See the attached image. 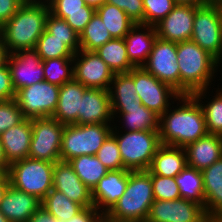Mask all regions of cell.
<instances>
[{"label": "cell", "mask_w": 222, "mask_h": 222, "mask_svg": "<svg viewBox=\"0 0 222 222\" xmlns=\"http://www.w3.org/2000/svg\"><path fill=\"white\" fill-rule=\"evenodd\" d=\"M35 50L42 60L74 57V52L66 45V40L55 38L46 29L37 41Z\"/></svg>", "instance_id": "8d00e7d4"}, {"label": "cell", "mask_w": 222, "mask_h": 222, "mask_svg": "<svg viewBox=\"0 0 222 222\" xmlns=\"http://www.w3.org/2000/svg\"><path fill=\"white\" fill-rule=\"evenodd\" d=\"M180 72V95L207 89L220 62L192 40L177 43Z\"/></svg>", "instance_id": "3957f363"}, {"label": "cell", "mask_w": 222, "mask_h": 222, "mask_svg": "<svg viewBox=\"0 0 222 222\" xmlns=\"http://www.w3.org/2000/svg\"><path fill=\"white\" fill-rule=\"evenodd\" d=\"M0 222H9L1 212H0Z\"/></svg>", "instance_id": "6f0895ef"}, {"label": "cell", "mask_w": 222, "mask_h": 222, "mask_svg": "<svg viewBox=\"0 0 222 222\" xmlns=\"http://www.w3.org/2000/svg\"><path fill=\"white\" fill-rule=\"evenodd\" d=\"M96 13L104 22L112 38H124L136 24L123 10L110 3H104L98 7Z\"/></svg>", "instance_id": "4dcf8cb0"}, {"label": "cell", "mask_w": 222, "mask_h": 222, "mask_svg": "<svg viewBox=\"0 0 222 222\" xmlns=\"http://www.w3.org/2000/svg\"><path fill=\"white\" fill-rule=\"evenodd\" d=\"M111 121L114 122V117L109 91L88 88L84 92L78 111V125L111 124Z\"/></svg>", "instance_id": "ac0fdd59"}, {"label": "cell", "mask_w": 222, "mask_h": 222, "mask_svg": "<svg viewBox=\"0 0 222 222\" xmlns=\"http://www.w3.org/2000/svg\"><path fill=\"white\" fill-rule=\"evenodd\" d=\"M201 172L206 215L208 218H222V157Z\"/></svg>", "instance_id": "d4e9b609"}, {"label": "cell", "mask_w": 222, "mask_h": 222, "mask_svg": "<svg viewBox=\"0 0 222 222\" xmlns=\"http://www.w3.org/2000/svg\"><path fill=\"white\" fill-rule=\"evenodd\" d=\"M157 37L155 26L140 23H136L125 35L127 55L135 67H142L147 62Z\"/></svg>", "instance_id": "44dd1931"}, {"label": "cell", "mask_w": 222, "mask_h": 222, "mask_svg": "<svg viewBox=\"0 0 222 222\" xmlns=\"http://www.w3.org/2000/svg\"><path fill=\"white\" fill-rule=\"evenodd\" d=\"M43 60L35 49L9 54L7 65L15 91L44 81Z\"/></svg>", "instance_id": "9a60e30c"}, {"label": "cell", "mask_w": 222, "mask_h": 222, "mask_svg": "<svg viewBox=\"0 0 222 222\" xmlns=\"http://www.w3.org/2000/svg\"><path fill=\"white\" fill-rule=\"evenodd\" d=\"M217 5L219 7V10H222V0Z\"/></svg>", "instance_id": "91938a15"}, {"label": "cell", "mask_w": 222, "mask_h": 222, "mask_svg": "<svg viewBox=\"0 0 222 222\" xmlns=\"http://www.w3.org/2000/svg\"><path fill=\"white\" fill-rule=\"evenodd\" d=\"M113 117L119 113L125 131H159V116L143 104L132 107H112ZM115 115V116H114Z\"/></svg>", "instance_id": "4316f807"}, {"label": "cell", "mask_w": 222, "mask_h": 222, "mask_svg": "<svg viewBox=\"0 0 222 222\" xmlns=\"http://www.w3.org/2000/svg\"><path fill=\"white\" fill-rule=\"evenodd\" d=\"M16 91L13 88L10 70L7 65L0 66V101L15 99Z\"/></svg>", "instance_id": "f6af8a7d"}, {"label": "cell", "mask_w": 222, "mask_h": 222, "mask_svg": "<svg viewBox=\"0 0 222 222\" xmlns=\"http://www.w3.org/2000/svg\"><path fill=\"white\" fill-rule=\"evenodd\" d=\"M207 4H218L221 0H206Z\"/></svg>", "instance_id": "680465c9"}, {"label": "cell", "mask_w": 222, "mask_h": 222, "mask_svg": "<svg viewBox=\"0 0 222 222\" xmlns=\"http://www.w3.org/2000/svg\"><path fill=\"white\" fill-rule=\"evenodd\" d=\"M204 207L191 200H154L145 222H207Z\"/></svg>", "instance_id": "4fadbf2b"}, {"label": "cell", "mask_w": 222, "mask_h": 222, "mask_svg": "<svg viewBox=\"0 0 222 222\" xmlns=\"http://www.w3.org/2000/svg\"><path fill=\"white\" fill-rule=\"evenodd\" d=\"M59 91L60 86L44 80L17 90L15 100L25 118L52 117Z\"/></svg>", "instance_id": "8fae6325"}, {"label": "cell", "mask_w": 222, "mask_h": 222, "mask_svg": "<svg viewBox=\"0 0 222 222\" xmlns=\"http://www.w3.org/2000/svg\"><path fill=\"white\" fill-rule=\"evenodd\" d=\"M31 139L32 119L28 118L0 135L4 156L9 164L29 158Z\"/></svg>", "instance_id": "7402d4cb"}, {"label": "cell", "mask_w": 222, "mask_h": 222, "mask_svg": "<svg viewBox=\"0 0 222 222\" xmlns=\"http://www.w3.org/2000/svg\"><path fill=\"white\" fill-rule=\"evenodd\" d=\"M99 222H109L105 217H103Z\"/></svg>", "instance_id": "94428289"}, {"label": "cell", "mask_w": 222, "mask_h": 222, "mask_svg": "<svg viewBox=\"0 0 222 222\" xmlns=\"http://www.w3.org/2000/svg\"><path fill=\"white\" fill-rule=\"evenodd\" d=\"M181 198L191 200L204 207V185L202 172L186 166L176 177Z\"/></svg>", "instance_id": "1f68e13d"}, {"label": "cell", "mask_w": 222, "mask_h": 222, "mask_svg": "<svg viewBox=\"0 0 222 222\" xmlns=\"http://www.w3.org/2000/svg\"><path fill=\"white\" fill-rule=\"evenodd\" d=\"M94 14L95 13L69 14L64 20L80 35L85 29V26L91 21Z\"/></svg>", "instance_id": "c3c4849f"}, {"label": "cell", "mask_w": 222, "mask_h": 222, "mask_svg": "<svg viewBox=\"0 0 222 222\" xmlns=\"http://www.w3.org/2000/svg\"><path fill=\"white\" fill-rule=\"evenodd\" d=\"M142 67L159 81L168 84L180 94L177 43L157 37L148 60Z\"/></svg>", "instance_id": "7c38bea8"}, {"label": "cell", "mask_w": 222, "mask_h": 222, "mask_svg": "<svg viewBox=\"0 0 222 222\" xmlns=\"http://www.w3.org/2000/svg\"><path fill=\"white\" fill-rule=\"evenodd\" d=\"M54 165L31 158L14 161L7 172L10 185L42 200L53 189Z\"/></svg>", "instance_id": "8992f818"}, {"label": "cell", "mask_w": 222, "mask_h": 222, "mask_svg": "<svg viewBox=\"0 0 222 222\" xmlns=\"http://www.w3.org/2000/svg\"><path fill=\"white\" fill-rule=\"evenodd\" d=\"M80 180L92 191L109 172L96 155H82L69 161Z\"/></svg>", "instance_id": "f546056e"}, {"label": "cell", "mask_w": 222, "mask_h": 222, "mask_svg": "<svg viewBox=\"0 0 222 222\" xmlns=\"http://www.w3.org/2000/svg\"><path fill=\"white\" fill-rule=\"evenodd\" d=\"M41 206L57 219L69 220L84 207L70 200L64 193L52 189L42 200Z\"/></svg>", "instance_id": "d6a6232c"}, {"label": "cell", "mask_w": 222, "mask_h": 222, "mask_svg": "<svg viewBox=\"0 0 222 222\" xmlns=\"http://www.w3.org/2000/svg\"><path fill=\"white\" fill-rule=\"evenodd\" d=\"M95 52L114 74L128 73L135 67L129 61L124 38H113Z\"/></svg>", "instance_id": "83f0119b"}, {"label": "cell", "mask_w": 222, "mask_h": 222, "mask_svg": "<svg viewBox=\"0 0 222 222\" xmlns=\"http://www.w3.org/2000/svg\"><path fill=\"white\" fill-rule=\"evenodd\" d=\"M73 62L76 81L86 88L109 90L115 74L95 51L79 50Z\"/></svg>", "instance_id": "5bb4252c"}, {"label": "cell", "mask_w": 222, "mask_h": 222, "mask_svg": "<svg viewBox=\"0 0 222 222\" xmlns=\"http://www.w3.org/2000/svg\"><path fill=\"white\" fill-rule=\"evenodd\" d=\"M128 73L134 79L138 99L159 117L172 105L170 98L178 101L181 96L171 86L159 81L143 67H134Z\"/></svg>", "instance_id": "30bf717a"}, {"label": "cell", "mask_w": 222, "mask_h": 222, "mask_svg": "<svg viewBox=\"0 0 222 222\" xmlns=\"http://www.w3.org/2000/svg\"><path fill=\"white\" fill-rule=\"evenodd\" d=\"M179 102L181 106H170L159 117V137L163 145L185 148L208 132L200 103L192 95L180 96Z\"/></svg>", "instance_id": "6da1fadb"}, {"label": "cell", "mask_w": 222, "mask_h": 222, "mask_svg": "<svg viewBox=\"0 0 222 222\" xmlns=\"http://www.w3.org/2000/svg\"><path fill=\"white\" fill-rule=\"evenodd\" d=\"M40 206L41 200L36 196L9 185L0 202V212L9 222H28Z\"/></svg>", "instance_id": "ffe728a7"}, {"label": "cell", "mask_w": 222, "mask_h": 222, "mask_svg": "<svg viewBox=\"0 0 222 222\" xmlns=\"http://www.w3.org/2000/svg\"><path fill=\"white\" fill-rule=\"evenodd\" d=\"M64 128L65 125L53 117L33 118L29 158L51 163L61 161Z\"/></svg>", "instance_id": "9c48e42d"}, {"label": "cell", "mask_w": 222, "mask_h": 222, "mask_svg": "<svg viewBox=\"0 0 222 222\" xmlns=\"http://www.w3.org/2000/svg\"><path fill=\"white\" fill-rule=\"evenodd\" d=\"M123 10L135 23L144 24L143 0H106Z\"/></svg>", "instance_id": "ee69618b"}, {"label": "cell", "mask_w": 222, "mask_h": 222, "mask_svg": "<svg viewBox=\"0 0 222 222\" xmlns=\"http://www.w3.org/2000/svg\"><path fill=\"white\" fill-rule=\"evenodd\" d=\"M187 165L202 171L222 157V136L207 133L185 147Z\"/></svg>", "instance_id": "603a6c76"}, {"label": "cell", "mask_w": 222, "mask_h": 222, "mask_svg": "<svg viewBox=\"0 0 222 222\" xmlns=\"http://www.w3.org/2000/svg\"><path fill=\"white\" fill-rule=\"evenodd\" d=\"M144 24L155 26L177 5L175 0H143Z\"/></svg>", "instance_id": "f35d334b"}, {"label": "cell", "mask_w": 222, "mask_h": 222, "mask_svg": "<svg viewBox=\"0 0 222 222\" xmlns=\"http://www.w3.org/2000/svg\"><path fill=\"white\" fill-rule=\"evenodd\" d=\"M104 22L95 12L91 21L79 35L80 50L95 51L109 40H112Z\"/></svg>", "instance_id": "836d02e7"}, {"label": "cell", "mask_w": 222, "mask_h": 222, "mask_svg": "<svg viewBox=\"0 0 222 222\" xmlns=\"http://www.w3.org/2000/svg\"><path fill=\"white\" fill-rule=\"evenodd\" d=\"M45 29L55 38L66 40V45L74 53L80 50L79 34L64 19L58 18L49 12Z\"/></svg>", "instance_id": "74e56055"}, {"label": "cell", "mask_w": 222, "mask_h": 222, "mask_svg": "<svg viewBox=\"0 0 222 222\" xmlns=\"http://www.w3.org/2000/svg\"><path fill=\"white\" fill-rule=\"evenodd\" d=\"M187 166L185 148L161 145L148 171L151 175L175 178Z\"/></svg>", "instance_id": "484cf974"}, {"label": "cell", "mask_w": 222, "mask_h": 222, "mask_svg": "<svg viewBox=\"0 0 222 222\" xmlns=\"http://www.w3.org/2000/svg\"><path fill=\"white\" fill-rule=\"evenodd\" d=\"M154 200L150 172L129 171L124 194L104 217L109 222H145Z\"/></svg>", "instance_id": "277c9868"}, {"label": "cell", "mask_w": 222, "mask_h": 222, "mask_svg": "<svg viewBox=\"0 0 222 222\" xmlns=\"http://www.w3.org/2000/svg\"><path fill=\"white\" fill-rule=\"evenodd\" d=\"M28 222H64L62 219H57L46 211L42 206L28 219Z\"/></svg>", "instance_id": "681fc988"}, {"label": "cell", "mask_w": 222, "mask_h": 222, "mask_svg": "<svg viewBox=\"0 0 222 222\" xmlns=\"http://www.w3.org/2000/svg\"><path fill=\"white\" fill-rule=\"evenodd\" d=\"M44 80L62 86L74 79L73 57L43 60Z\"/></svg>", "instance_id": "d590c367"}, {"label": "cell", "mask_w": 222, "mask_h": 222, "mask_svg": "<svg viewBox=\"0 0 222 222\" xmlns=\"http://www.w3.org/2000/svg\"><path fill=\"white\" fill-rule=\"evenodd\" d=\"M103 217L104 215L95 206H90L64 222H99Z\"/></svg>", "instance_id": "7dc6e473"}, {"label": "cell", "mask_w": 222, "mask_h": 222, "mask_svg": "<svg viewBox=\"0 0 222 222\" xmlns=\"http://www.w3.org/2000/svg\"><path fill=\"white\" fill-rule=\"evenodd\" d=\"M207 222H222V218H208Z\"/></svg>", "instance_id": "9f6ffc18"}, {"label": "cell", "mask_w": 222, "mask_h": 222, "mask_svg": "<svg viewBox=\"0 0 222 222\" xmlns=\"http://www.w3.org/2000/svg\"><path fill=\"white\" fill-rule=\"evenodd\" d=\"M49 12L46 0H26L20 6L12 18L0 28V36L9 54L35 49L38 39L45 31Z\"/></svg>", "instance_id": "7a4b0ae2"}, {"label": "cell", "mask_w": 222, "mask_h": 222, "mask_svg": "<svg viewBox=\"0 0 222 222\" xmlns=\"http://www.w3.org/2000/svg\"><path fill=\"white\" fill-rule=\"evenodd\" d=\"M87 89L75 79L65 82L60 86L59 99L52 117L64 125L78 124V111Z\"/></svg>", "instance_id": "cb8c5ba5"}, {"label": "cell", "mask_w": 222, "mask_h": 222, "mask_svg": "<svg viewBox=\"0 0 222 222\" xmlns=\"http://www.w3.org/2000/svg\"><path fill=\"white\" fill-rule=\"evenodd\" d=\"M9 185L10 180L8 175L0 171V202L2 201Z\"/></svg>", "instance_id": "f907efd6"}, {"label": "cell", "mask_w": 222, "mask_h": 222, "mask_svg": "<svg viewBox=\"0 0 222 222\" xmlns=\"http://www.w3.org/2000/svg\"><path fill=\"white\" fill-rule=\"evenodd\" d=\"M50 13L65 19L69 14L95 13L96 9L85 4L84 0H46Z\"/></svg>", "instance_id": "60d3db41"}, {"label": "cell", "mask_w": 222, "mask_h": 222, "mask_svg": "<svg viewBox=\"0 0 222 222\" xmlns=\"http://www.w3.org/2000/svg\"><path fill=\"white\" fill-rule=\"evenodd\" d=\"M177 5H190V6H204L207 4L206 0H175Z\"/></svg>", "instance_id": "f5cc1de1"}, {"label": "cell", "mask_w": 222, "mask_h": 222, "mask_svg": "<svg viewBox=\"0 0 222 222\" xmlns=\"http://www.w3.org/2000/svg\"><path fill=\"white\" fill-rule=\"evenodd\" d=\"M26 0H0V28L9 21Z\"/></svg>", "instance_id": "bcb514c9"}, {"label": "cell", "mask_w": 222, "mask_h": 222, "mask_svg": "<svg viewBox=\"0 0 222 222\" xmlns=\"http://www.w3.org/2000/svg\"><path fill=\"white\" fill-rule=\"evenodd\" d=\"M128 172L127 169L110 170L91 191L94 206L104 216L124 194L128 182Z\"/></svg>", "instance_id": "e0dca14e"}, {"label": "cell", "mask_w": 222, "mask_h": 222, "mask_svg": "<svg viewBox=\"0 0 222 222\" xmlns=\"http://www.w3.org/2000/svg\"><path fill=\"white\" fill-rule=\"evenodd\" d=\"M8 56L9 52L4 44V41L0 36V66L5 65L7 63Z\"/></svg>", "instance_id": "816d5d0a"}, {"label": "cell", "mask_w": 222, "mask_h": 222, "mask_svg": "<svg viewBox=\"0 0 222 222\" xmlns=\"http://www.w3.org/2000/svg\"><path fill=\"white\" fill-rule=\"evenodd\" d=\"M108 91L112 107L142 105L136 93L134 79L129 73L115 74Z\"/></svg>", "instance_id": "f1b7e54d"}, {"label": "cell", "mask_w": 222, "mask_h": 222, "mask_svg": "<svg viewBox=\"0 0 222 222\" xmlns=\"http://www.w3.org/2000/svg\"><path fill=\"white\" fill-rule=\"evenodd\" d=\"M25 119L15 99L0 101V135Z\"/></svg>", "instance_id": "7bdbcfd3"}, {"label": "cell", "mask_w": 222, "mask_h": 222, "mask_svg": "<svg viewBox=\"0 0 222 222\" xmlns=\"http://www.w3.org/2000/svg\"><path fill=\"white\" fill-rule=\"evenodd\" d=\"M206 90H199L193 93L192 96L200 103L203 110L207 132L222 136V88L219 91L217 90L216 95L213 96L214 98L204 106L201 103V98L203 99L206 96Z\"/></svg>", "instance_id": "e575fe53"}, {"label": "cell", "mask_w": 222, "mask_h": 222, "mask_svg": "<svg viewBox=\"0 0 222 222\" xmlns=\"http://www.w3.org/2000/svg\"><path fill=\"white\" fill-rule=\"evenodd\" d=\"M111 124H69L62 134L60 158L63 162L82 155H96L111 134Z\"/></svg>", "instance_id": "52a82bcc"}, {"label": "cell", "mask_w": 222, "mask_h": 222, "mask_svg": "<svg viewBox=\"0 0 222 222\" xmlns=\"http://www.w3.org/2000/svg\"><path fill=\"white\" fill-rule=\"evenodd\" d=\"M190 40L222 63V18L217 4L196 7Z\"/></svg>", "instance_id": "ba28073f"}, {"label": "cell", "mask_w": 222, "mask_h": 222, "mask_svg": "<svg viewBox=\"0 0 222 222\" xmlns=\"http://www.w3.org/2000/svg\"><path fill=\"white\" fill-rule=\"evenodd\" d=\"M155 200H175L181 198L175 178L151 175Z\"/></svg>", "instance_id": "b9f144b4"}, {"label": "cell", "mask_w": 222, "mask_h": 222, "mask_svg": "<svg viewBox=\"0 0 222 222\" xmlns=\"http://www.w3.org/2000/svg\"><path fill=\"white\" fill-rule=\"evenodd\" d=\"M53 189L64 193L70 200L84 208L94 206L91 190L80 180L69 162L59 161L55 163Z\"/></svg>", "instance_id": "d6986e66"}, {"label": "cell", "mask_w": 222, "mask_h": 222, "mask_svg": "<svg viewBox=\"0 0 222 222\" xmlns=\"http://www.w3.org/2000/svg\"><path fill=\"white\" fill-rule=\"evenodd\" d=\"M85 4L95 9L106 3V0H84Z\"/></svg>", "instance_id": "11a10c76"}, {"label": "cell", "mask_w": 222, "mask_h": 222, "mask_svg": "<svg viewBox=\"0 0 222 222\" xmlns=\"http://www.w3.org/2000/svg\"><path fill=\"white\" fill-rule=\"evenodd\" d=\"M9 163L5 159L2 144L0 141V171L3 172L4 174H7L8 169H9Z\"/></svg>", "instance_id": "db71d44e"}, {"label": "cell", "mask_w": 222, "mask_h": 222, "mask_svg": "<svg viewBox=\"0 0 222 222\" xmlns=\"http://www.w3.org/2000/svg\"><path fill=\"white\" fill-rule=\"evenodd\" d=\"M116 131L117 128L112 127L111 135L118 144L124 169L148 170L154 155L162 145L159 131H124L125 134Z\"/></svg>", "instance_id": "5b68a950"}, {"label": "cell", "mask_w": 222, "mask_h": 222, "mask_svg": "<svg viewBox=\"0 0 222 222\" xmlns=\"http://www.w3.org/2000/svg\"><path fill=\"white\" fill-rule=\"evenodd\" d=\"M195 11L196 6L176 5L164 19L155 25L158 38L175 43L190 40Z\"/></svg>", "instance_id": "2e32d148"}, {"label": "cell", "mask_w": 222, "mask_h": 222, "mask_svg": "<svg viewBox=\"0 0 222 222\" xmlns=\"http://www.w3.org/2000/svg\"><path fill=\"white\" fill-rule=\"evenodd\" d=\"M96 156L109 171L124 169L118 144L111 134L103 142Z\"/></svg>", "instance_id": "ab89813d"}]
</instances>
